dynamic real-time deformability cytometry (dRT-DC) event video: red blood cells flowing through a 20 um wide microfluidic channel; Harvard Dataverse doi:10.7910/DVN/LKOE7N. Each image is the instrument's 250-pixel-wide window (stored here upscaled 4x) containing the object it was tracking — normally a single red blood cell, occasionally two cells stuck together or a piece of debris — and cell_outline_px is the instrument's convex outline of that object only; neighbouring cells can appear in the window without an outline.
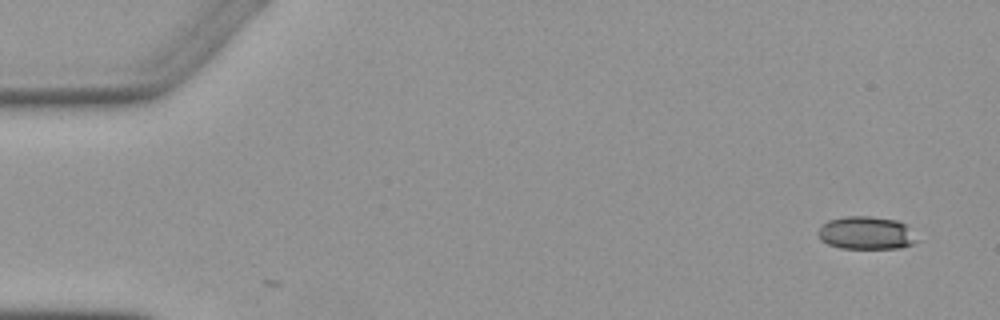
{"species": "Egyptian fruit bat (a non-hibernating species)", "species_latin": "Rousettus aegyptiacus", "temperature_condition": "warm", "stored_images_in_passage": 5, "camera_frame_rate_fps": 3000, "um_per_image_px": 0.085, "animal": {"sex": "female"}, "frame": {"image": 1, "passage_image": 1, "time_ms": 0.0, "image_size_px": [1000, 320], "cell_outline_px": [[920, 240], [912, 244], [900, 248], [840, 248], [828, 244], [820, 240], [816, 232], [828, 220], [844, 216], [872, 216], [896, 220], [908, 224]], "centroid_in_image_um": [73.67, 19.79], "position_along_channel_um": 11.3, "area_um2": 19.31}}
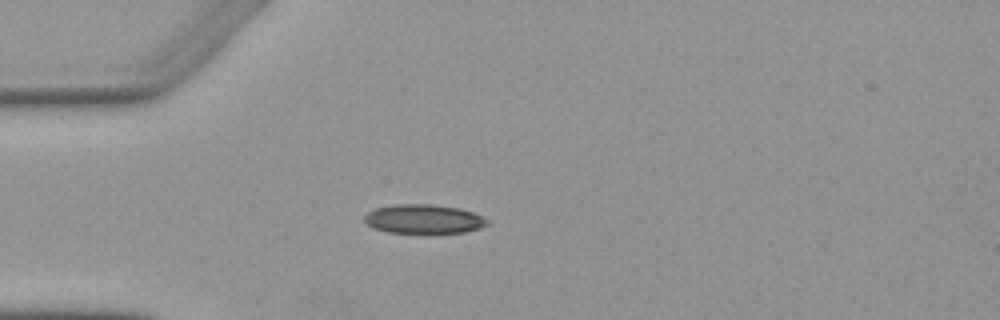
{"frame": {"image": 2, "passage_image": 4, "time_ms": 4.0, "image_size_px": [1000, 320], "cell_outline_px": [[488, 224], [480, 228], [464, 232], [388, 232], [372, 228], [364, 220], [364, 216], [368, 212], [376, 208], [396, 204], [428, 204], [460, 208], [472, 212], [488, 220]], "centroid_in_image_um": [35.99, 18.61], "position_along_channel_um": 49.0, "area_um2": 20.52}}